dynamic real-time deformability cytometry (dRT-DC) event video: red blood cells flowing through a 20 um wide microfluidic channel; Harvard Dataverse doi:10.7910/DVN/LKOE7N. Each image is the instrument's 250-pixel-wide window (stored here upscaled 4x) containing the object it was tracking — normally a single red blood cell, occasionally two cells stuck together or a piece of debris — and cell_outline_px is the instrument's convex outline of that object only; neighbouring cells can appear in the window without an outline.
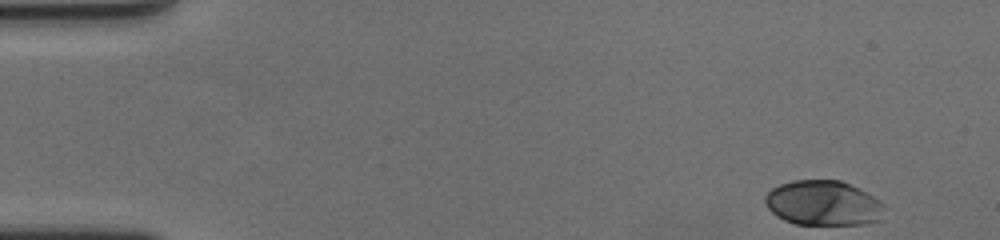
{"species": "human", "species_latin": "Homo sapiens", "temperature_condition": "cold", "stored_images_in_passage": 9, "camera_frame_rate_fps": 3000, "um_per_image_px": 0.085, "donor": {"sex": "female"}, "frame": {"image": 1, "passage_image": 1, "time_ms": 0.0, "image_size_px": [1000, 240], "cell_outline_px": [[884, 208], [880, 220], [864, 224], [796, 224], [784, 220], [776, 216], [764, 204], [764, 196], [772, 188], [780, 184], [792, 180], [840, 180], [880, 200], [884, 204]], "centroid_in_image_um": [69.94, 17.27], "position_along_channel_um": 15.1, "area_um2": 31.15}}